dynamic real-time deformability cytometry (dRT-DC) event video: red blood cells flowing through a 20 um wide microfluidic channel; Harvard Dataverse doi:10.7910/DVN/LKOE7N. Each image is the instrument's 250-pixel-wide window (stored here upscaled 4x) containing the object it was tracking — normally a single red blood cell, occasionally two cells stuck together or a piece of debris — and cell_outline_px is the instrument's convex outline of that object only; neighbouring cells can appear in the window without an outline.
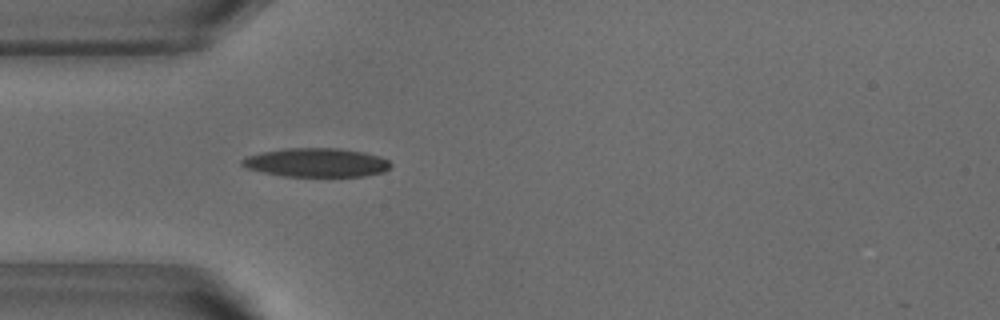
{"species": "common noctule bat (a hibernating species)", "species_latin": "Nyctalus noctula", "temperature_condition": "warm", "stored_images_in_passage": 45, "camera_frame_rate_fps": 3000, "um_per_image_px": 0.085, "animal": {"sex": "male", "body_mass_g": 18.8}, "frame": {"image": 1, "passage_image": 14, "time_ms": 4.333, "image_size_px": [1000, 320], "cell_outline_px": [[392, 164], [384, 172], [364, 176], [280, 176], [248, 168], [240, 164], [240, 160], [248, 156], [260, 152], [284, 148], [336, 148], [364, 152], [380, 156], [388, 160]], "centroid_in_image_um": [26.89, 13.81], "position_along_channel_um": 58.1, "area_um2": 24.97}}
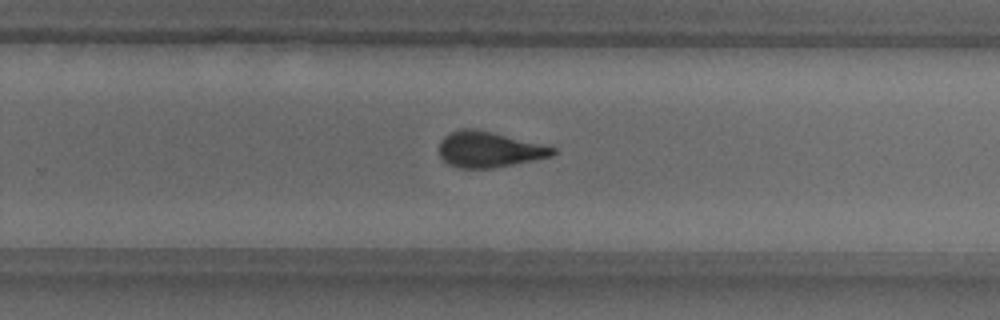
{"frame": {"image": 2, "passage_image": 32, "time_ms": 10.333, "image_size_px": [1000, 320], "cell_outline_px": [[556, 152], [552, 156], [492, 168], [460, 168], [448, 164], [440, 156], [440, 140], [444, 136], [452, 132], [464, 128], [472, 128], [492, 132], [556, 148]], "centroid_in_image_um": [41.54, 12.71], "position_along_channel_um": 288.3, "area_um2": 23.24}, "authors_computed_cell_mechanics": {"area_um2": 23.7558, "velocity_mm_per_s": 3.8505, "shape_relaxation_time_tau1_ms": 3.9996, "shape_relaxation_time_tau2_ms": 1.9197, "deformation_change_tau1": 0.1685, "deformation_change_tau2": 0.1017}}